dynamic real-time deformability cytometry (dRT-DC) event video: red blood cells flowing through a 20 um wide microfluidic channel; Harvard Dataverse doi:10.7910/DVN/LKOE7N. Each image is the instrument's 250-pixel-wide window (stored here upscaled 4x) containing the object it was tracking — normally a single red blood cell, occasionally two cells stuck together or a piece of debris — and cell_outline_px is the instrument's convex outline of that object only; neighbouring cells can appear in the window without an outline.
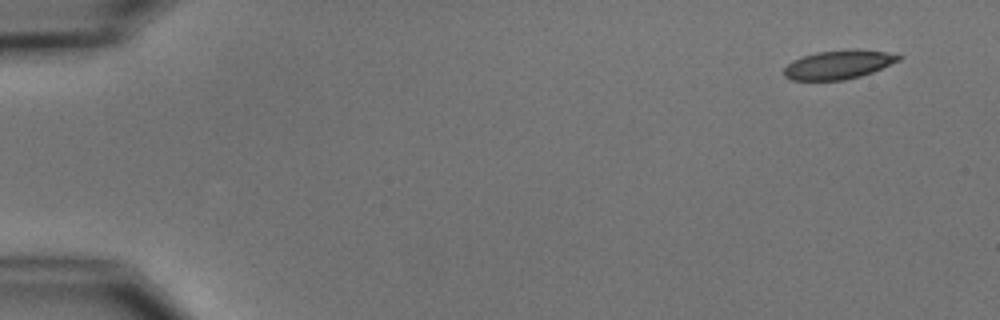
{"species": "common noctule bat (a hibernating species)", "species_latin": "Nyctalus noctula", "temperature_condition": "cold", "stored_images_in_passage": 7, "camera_frame_rate_fps": 3000, "um_per_image_px": 0.085, "animal": {"sex": "male", "body_mass_g": 15.6}, "frame": {"image": 1, "passage_image": 1, "time_ms": 0.0, "image_size_px": [1000, 320], "cell_outline_px": [[904, 56], [900, 60], [872, 72], [860, 76], [844, 80], [792, 80], [784, 76], [784, 68], [792, 60], [816, 52], [856, 48], [884, 52]], "centroid_in_image_um": [71.27, 5.48], "position_along_channel_um": 13.7, "area_um2": 19.25}}
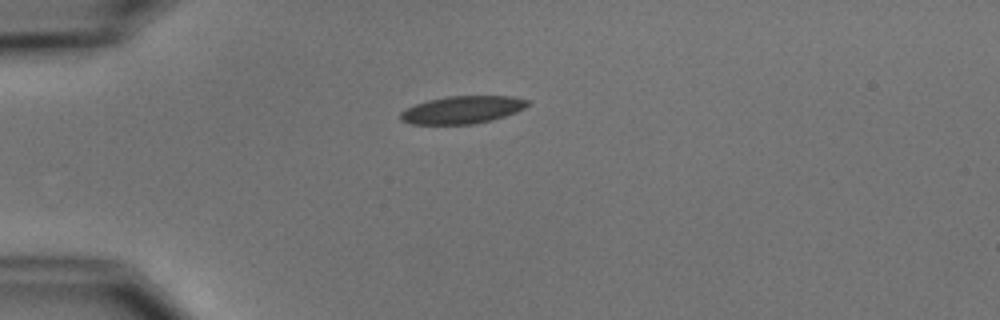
{"frame": {"image": 2, "passage_image": 4, "time_ms": 3.667, "image_size_px": [1000, 320], "cell_outline_px": [[528, 104], [524, 108], [516, 112], [492, 120], [476, 124], [412, 124], [400, 120], [400, 112], [404, 108], [428, 100], [448, 96], [512, 96], [528, 100]], "centroid_in_image_um": [39.27, 9.33], "position_along_channel_um": 45.7, "area_um2": 20.46}}
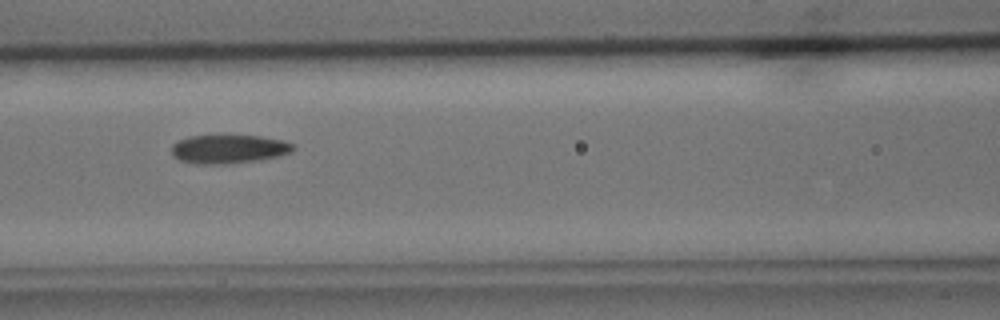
{"frame": {"image": 3, "passage_image": 7, "time_ms": 7.0, "image_size_px": [1000, 320], "cell_outline_px": [[296, 148], [280, 156], [260, 160], [224, 164], [192, 164], [180, 160], [172, 156], [172, 144], [176, 140], [192, 136], [220, 132], [228, 132], [260, 136], [280, 140], [292, 144]], "centroid_in_image_um": [19.37, 12.62], "position_along_channel_um": 147.2, "area_um2": 21.39}}